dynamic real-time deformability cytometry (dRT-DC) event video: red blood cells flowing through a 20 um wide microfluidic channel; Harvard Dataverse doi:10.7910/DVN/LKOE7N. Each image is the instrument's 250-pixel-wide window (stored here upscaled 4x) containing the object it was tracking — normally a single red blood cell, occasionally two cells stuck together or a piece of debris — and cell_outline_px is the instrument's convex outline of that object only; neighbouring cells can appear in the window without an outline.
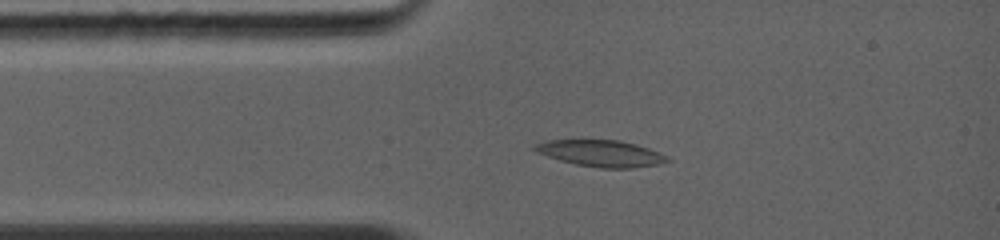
{"species": "common noctule bat (a hibernating species)", "species_latin": "Nyctalus noctula", "temperature_condition": "warm", "stored_images_in_passage": 38, "camera_frame_rate_fps": 5000, "um_per_image_px": 0.085, "animal": {"sex": "female", "body_mass_g": 19.0, "forearm_length_mm": 56.7}, "frame": {"image": 1, "passage_image": 8, "time_ms": 2.0, "image_size_px": [1000, 240], "cell_outline_px": [[668, 160], [656, 164], [632, 168], [600, 168], [576, 164], [560, 160], [536, 152], [532, 148], [536, 144], [548, 140], [616, 140], [648, 148], [664, 156]], "centroid_in_image_um": [50.99, 13.03], "position_along_channel_um": 34.0, "area_um2": 19.83}}
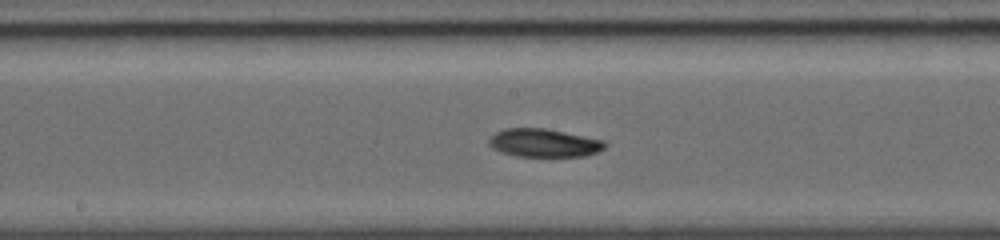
{"frame": {"image": 2, "passage_image": 23, "time_ms": 6.0, "image_size_px": [1000, 240], "cell_outline_px": [[608, 144], [604, 148], [588, 156], [516, 156], [500, 152], [492, 148], [488, 144], [488, 140], [496, 132], [504, 128], [548, 128], [604, 140]], "centroid_in_image_um": [46.24, 12.14], "position_along_channel_um": 202.0, "area_um2": 19.25}}
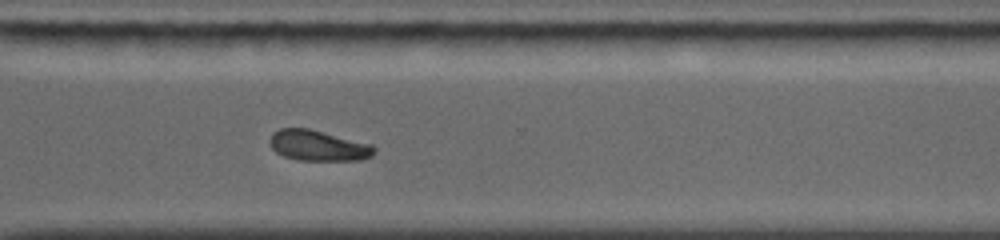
{"frame": {"image": 3, "passage_image": 35, "time_ms": 9.2, "image_size_px": [1000, 240], "cell_outline_px": [[376, 152], [372, 156], [360, 160], [296, 160], [284, 156], [276, 152], [272, 148], [268, 140], [272, 132], [280, 128], [308, 128], [372, 144], [376, 148]], "centroid_in_image_um": [27.04, 12.37], "position_along_channel_um": 343.6, "area_um2": 18.79}}